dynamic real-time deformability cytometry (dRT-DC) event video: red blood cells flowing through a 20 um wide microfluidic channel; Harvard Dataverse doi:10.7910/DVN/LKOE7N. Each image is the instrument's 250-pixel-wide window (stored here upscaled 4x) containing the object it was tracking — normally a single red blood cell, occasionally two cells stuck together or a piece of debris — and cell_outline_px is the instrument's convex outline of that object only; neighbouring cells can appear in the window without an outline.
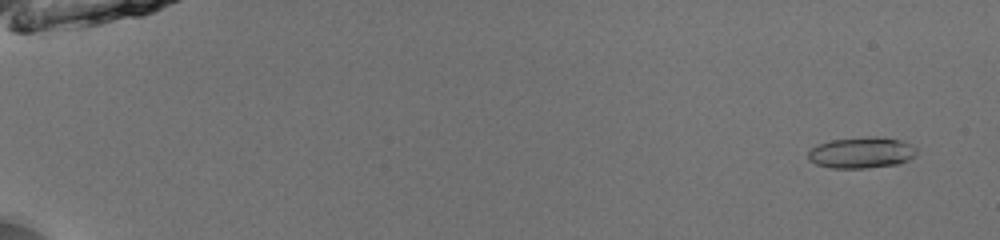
{"species": "common noctule bat (a hibernating species)", "species_latin": "Nyctalus noctula", "temperature_condition": "room temperature", "stored_images_in_passage": 54, "camera_frame_rate_fps": 3000, "um_per_image_px": 0.085, "animal": {"sex": "male", "body_mass_g": 13.0, "forearm_length_mm": 53.1}, "frame": {"image": 1, "passage_image": 4, "time_ms": 1.0, "image_size_px": [1000, 240], "cell_outline_px": [[916, 156], [900, 164], [868, 168], [832, 168], [816, 164], [808, 160], [808, 152], [816, 144], [832, 140], [868, 136], [876, 136], [900, 140], [916, 148]], "centroid_in_image_um": [73.22, 12.98], "position_along_channel_um": 11.8, "area_um2": 19.83}}
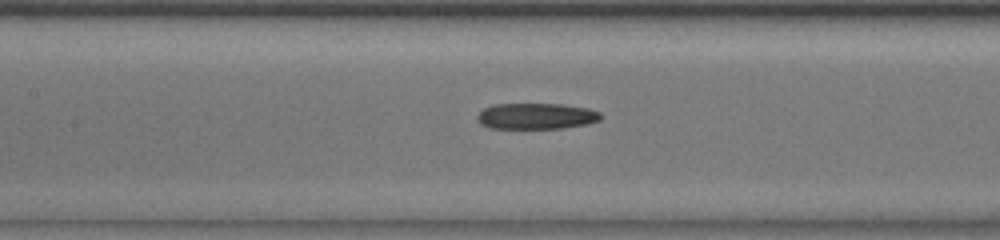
{"frame": {"image": 2, "passage_image": 28, "time_ms": 9.0, "image_size_px": [1000, 240], "cell_outline_px": [[600, 120], [584, 124], [560, 128], [492, 128], [480, 124], [476, 116], [484, 108], [492, 104], [564, 104], [588, 108], [600, 112]], "centroid_in_image_um": [45.55, 9.86], "position_along_channel_um": 161.8, "area_um2": 18.61}}
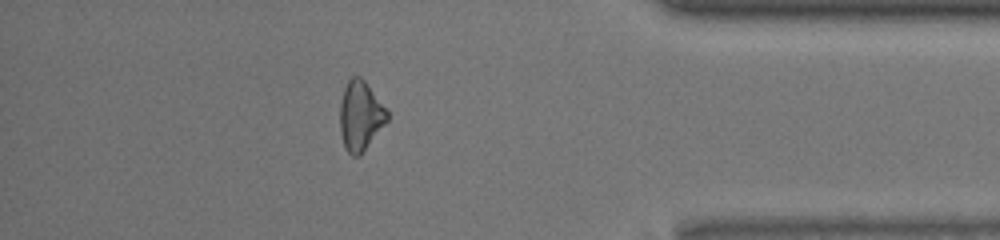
{"frame": {"image": 3, "passage_image": 48, "time_ms": 15.667, "image_size_px": [1000, 240], "cell_outline_px": [[388, 120], [360, 156], [352, 156], [344, 148], [340, 132], [340, 104], [344, 88], [348, 80], [352, 76], [360, 76], [364, 80], [388, 112]], "centroid_in_image_um": [30.61, 9.87], "position_along_channel_um": 404.6, "area_um2": 19.02}, "authors_computed_cell_mechanics": {"area_um2": 19.1318, "velocity_mm_per_s": 3.975, "shape_relaxation_time_tau1_ms": null, "shape_relaxation_time_tau2_ms": 4.5387, "deformation_change_tau1": null, "deformation_change_tau2": 0.165}}